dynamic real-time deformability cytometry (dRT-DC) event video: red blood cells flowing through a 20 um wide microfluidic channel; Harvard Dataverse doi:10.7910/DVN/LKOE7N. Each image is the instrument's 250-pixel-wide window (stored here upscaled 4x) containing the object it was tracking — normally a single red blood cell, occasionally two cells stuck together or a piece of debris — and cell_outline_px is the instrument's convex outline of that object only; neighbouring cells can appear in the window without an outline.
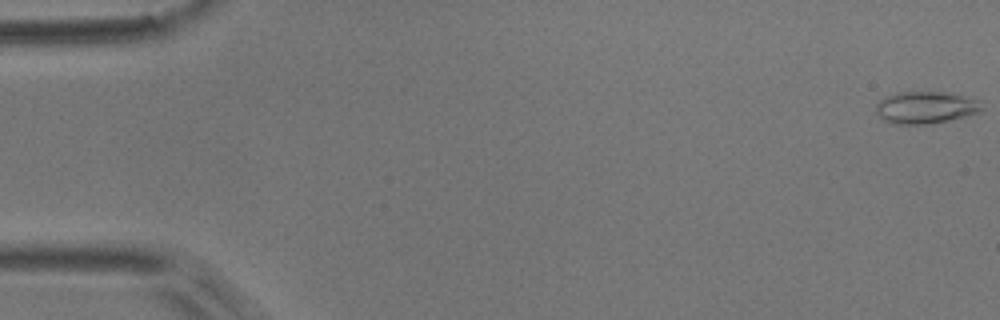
{"species": "common noctule bat (a hibernating species)", "species_latin": "Nyctalus noctula", "temperature_condition": "room temperature", "stored_images_in_passage": 55, "camera_frame_rate_fps": 3000, "um_per_image_px": 0.085, "animal": {"sex": "male", "body_mass_g": 17.9}, "frame": {"image": 1, "passage_image": 1, "time_ms": 0.0, "image_size_px": [1000, 320], "cell_outline_px": [[984, 108], [980, 112], [948, 120], [928, 124], [892, 124], [884, 120], [876, 112], [876, 104], [880, 100], [896, 92], [944, 92], [980, 100]], "centroid_in_image_um": [78.68, 9.14], "position_along_channel_um": 6.3, "area_um2": 19.71}}
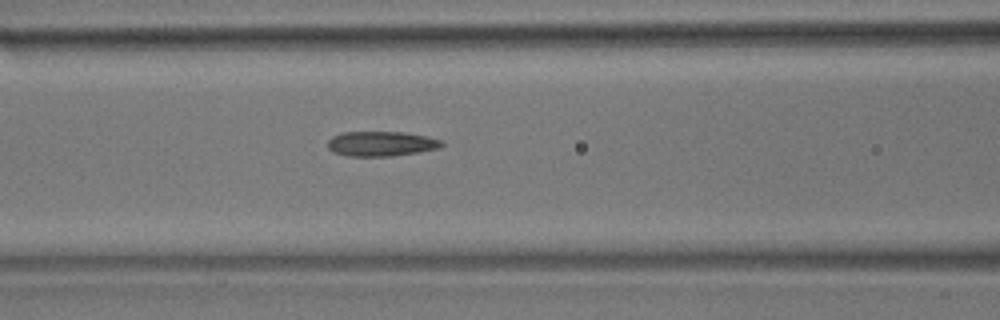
{"frame": {"image": 2, "passage_image": 23, "time_ms": 7.333, "image_size_px": [1000, 320], "cell_outline_px": [[444, 144], [440, 148], [392, 156], [348, 156], [332, 152], [328, 148], [328, 140], [332, 136], [340, 132], [404, 132], [428, 136], [444, 140]], "centroid_in_image_um": [32.41, 12.21], "position_along_channel_um": 134.2, "area_um2": 16.7}}
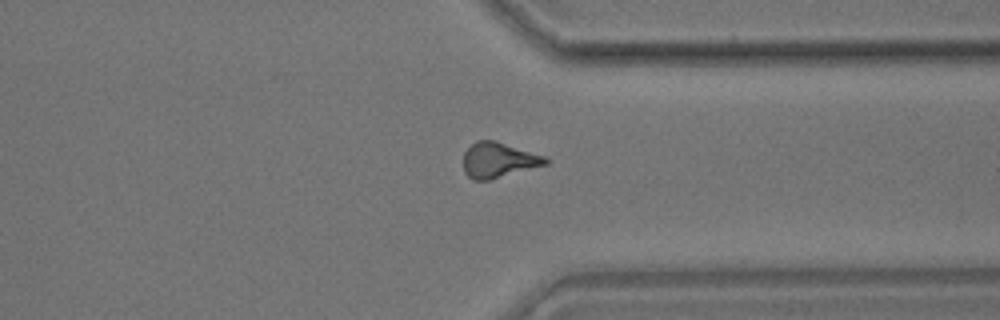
{"frame": {"image": 3, "passage_image": 42, "time_ms": 13.667, "image_size_px": [1000, 320], "cell_outline_px": [[552, 160], [548, 164], [488, 180], [472, 180], [464, 172], [464, 152], [476, 140], [496, 140], [544, 156]], "centroid_in_image_um": [42.38, 13.6], "position_along_channel_um": 369.0, "area_um2": 16.88}, "authors_computed_cell_mechanics": {"area_um2": 16.8198, "velocity_mm_per_s": 3.7267, "shape_relaxation_time_tau1_ms": 7.5504, "shape_relaxation_time_tau2_ms": 5.106, "deformation_change_tau1": 0.1618, "deformation_change_tau2": 0.1415}}